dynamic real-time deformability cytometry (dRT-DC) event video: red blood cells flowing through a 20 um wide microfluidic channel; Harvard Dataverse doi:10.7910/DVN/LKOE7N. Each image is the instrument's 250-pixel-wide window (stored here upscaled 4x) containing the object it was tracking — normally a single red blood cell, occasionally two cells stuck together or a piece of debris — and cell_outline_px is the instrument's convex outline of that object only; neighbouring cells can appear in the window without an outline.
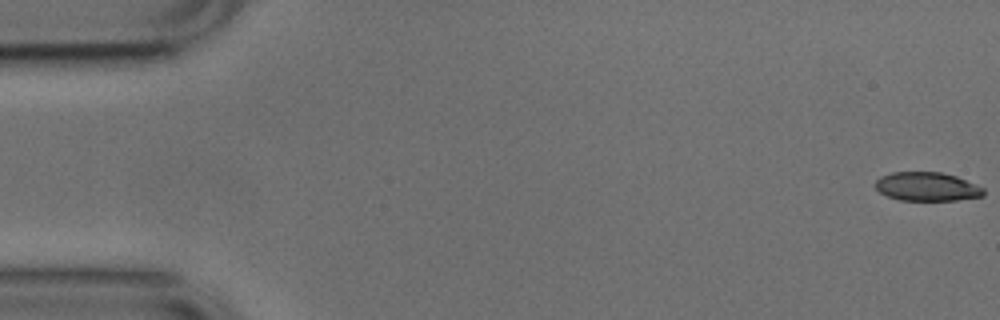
{"species": "common noctule bat (a hibernating species)", "species_latin": "Nyctalus noctula", "temperature_condition": "cold", "stored_images_in_passage": 11, "camera_frame_rate_fps": 3000, "um_per_image_px": 0.085, "animal": {"sex": "male", "body_mass_g": 17.9, "forearm_length_mm": 54.2}, "frame": {"image": 1, "passage_image": 1, "time_ms": 0.0, "image_size_px": [1000, 320], "cell_outline_px": [[984, 196], [956, 200], [900, 200], [888, 196], [880, 192], [876, 188], [876, 180], [880, 176], [892, 172], [940, 172], [956, 176], [984, 188]], "centroid_in_image_um": [78.79, 15.86], "position_along_channel_um": 6.2, "area_um2": 18.03}}